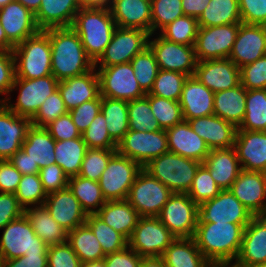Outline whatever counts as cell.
Masks as SVG:
<instances>
[{"label": "cell", "mask_w": 266, "mask_h": 267, "mask_svg": "<svg viewBox=\"0 0 266 267\" xmlns=\"http://www.w3.org/2000/svg\"><path fill=\"white\" fill-rule=\"evenodd\" d=\"M50 38L51 70L58 80L83 75L94 68L87 56L80 37L72 27L44 30Z\"/></svg>", "instance_id": "1"}, {"label": "cell", "mask_w": 266, "mask_h": 267, "mask_svg": "<svg viewBox=\"0 0 266 267\" xmlns=\"http://www.w3.org/2000/svg\"><path fill=\"white\" fill-rule=\"evenodd\" d=\"M247 225L198 222L193 239L208 261H235Z\"/></svg>", "instance_id": "2"}, {"label": "cell", "mask_w": 266, "mask_h": 267, "mask_svg": "<svg viewBox=\"0 0 266 267\" xmlns=\"http://www.w3.org/2000/svg\"><path fill=\"white\" fill-rule=\"evenodd\" d=\"M117 25L108 7L83 6L72 28L77 32L87 56L95 63L111 41Z\"/></svg>", "instance_id": "3"}, {"label": "cell", "mask_w": 266, "mask_h": 267, "mask_svg": "<svg viewBox=\"0 0 266 267\" xmlns=\"http://www.w3.org/2000/svg\"><path fill=\"white\" fill-rule=\"evenodd\" d=\"M16 78L37 79L52 75L49 35L40 30L13 49Z\"/></svg>", "instance_id": "4"}, {"label": "cell", "mask_w": 266, "mask_h": 267, "mask_svg": "<svg viewBox=\"0 0 266 267\" xmlns=\"http://www.w3.org/2000/svg\"><path fill=\"white\" fill-rule=\"evenodd\" d=\"M201 164L197 160L168 151L152 159L143 169L173 193H188Z\"/></svg>", "instance_id": "5"}, {"label": "cell", "mask_w": 266, "mask_h": 267, "mask_svg": "<svg viewBox=\"0 0 266 267\" xmlns=\"http://www.w3.org/2000/svg\"><path fill=\"white\" fill-rule=\"evenodd\" d=\"M59 81L53 75L37 79L15 78L11 92L18 90L16 103L11 104V95L2 98L5 105L19 116L32 119L42 103L58 89Z\"/></svg>", "instance_id": "6"}, {"label": "cell", "mask_w": 266, "mask_h": 267, "mask_svg": "<svg viewBox=\"0 0 266 267\" xmlns=\"http://www.w3.org/2000/svg\"><path fill=\"white\" fill-rule=\"evenodd\" d=\"M0 238V256L4 260L16 259L25 254H47L48 246L33 231L23 214L3 228Z\"/></svg>", "instance_id": "7"}, {"label": "cell", "mask_w": 266, "mask_h": 267, "mask_svg": "<svg viewBox=\"0 0 266 267\" xmlns=\"http://www.w3.org/2000/svg\"><path fill=\"white\" fill-rule=\"evenodd\" d=\"M173 192L142 169L130 188L127 201L140 217H157Z\"/></svg>", "instance_id": "8"}, {"label": "cell", "mask_w": 266, "mask_h": 267, "mask_svg": "<svg viewBox=\"0 0 266 267\" xmlns=\"http://www.w3.org/2000/svg\"><path fill=\"white\" fill-rule=\"evenodd\" d=\"M116 152L143 168L155 157L168 152L167 133L164 129L142 132L129 130L117 143Z\"/></svg>", "instance_id": "9"}, {"label": "cell", "mask_w": 266, "mask_h": 267, "mask_svg": "<svg viewBox=\"0 0 266 267\" xmlns=\"http://www.w3.org/2000/svg\"><path fill=\"white\" fill-rule=\"evenodd\" d=\"M198 215L199 205L187 193H173L157 218L176 238H193Z\"/></svg>", "instance_id": "10"}, {"label": "cell", "mask_w": 266, "mask_h": 267, "mask_svg": "<svg viewBox=\"0 0 266 267\" xmlns=\"http://www.w3.org/2000/svg\"><path fill=\"white\" fill-rule=\"evenodd\" d=\"M143 168L134 160L116 153L99 179L106 201L126 200L137 174Z\"/></svg>", "instance_id": "11"}, {"label": "cell", "mask_w": 266, "mask_h": 267, "mask_svg": "<svg viewBox=\"0 0 266 267\" xmlns=\"http://www.w3.org/2000/svg\"><path fill=\"white\" fill-rule=\"evenodd\" d=\"M150 34L136 28L116 27L104 53L94 63L95 68L129 63L132 58L148 47ZM99 64V65H98Z\"/></svg>", "instance_id": "12"}, {"label": "cell", "mask_w": 266, "mask_h": 267, "mask_svg": "<svg viewBox=\"0 0 266 267\" xmlns=\"http://www.w3.org/2000/svg\"><path fill=\"white\" fill-rule=\"evenodd\" d=\"M97 73L101 97L131 101L146 96L135 78L130 62L98 68Z\"/></svg>", "instance_id": "13"}, {"label": "cell", "mask_w": 266, "mask_h": 267, "mask_svg": "<svg viewBox=\"0 0 266 267\" xmlns=\"http://www.w3.org/2000/svg\"><path fill=\"white\" fill-rule=\"evenodd\" d=\"M175 238L157 217H140L128 246L141 257L162 256Z\"/></svg>", "instance_id": "14"}, {"label": "cell", "mask_w": 266, "mask_h": 267, "mask_svg": "<svg viewBox=\"0 0 266 267\" xmlns=\"http://www.w3.org/2000/svg\"><path fill=\"white\" fill-rule=\"evenodd\" d=\"M240 24L199 27L194 44L197 62L229 58Z\"/></svg>", "instance_id": "15"}, {"label": "cell", "mask_w": 266, "mask_h": 267, "mask_svg": "<svg viewBox=\"0 0 266 267\" xmlns=\"http://www.w3.org/2000/svg\"><path fill=\"white\" fill-rule=\"evenodd\" d=\"M198 216V222H229L239 225H248L254 217L230 190H222L213 199L202 202Z\"/></svg>", "instance_id": "16"}, {"label": "cell", "mask_w": 266, "mask_h": 267, "mask_svg": "<svg viewBox=\"0 0 266 267\" xmlns=\"http://www.w3.org/2000/svg\"><path fill=\"white\" fill-rule=\"evenodd\" d=\"M158 36L152 39L150 35L148 46L155 54L159 69L180 72L188 77L194 76L197 64L194 45L175 43L160 34Z\"/></svg>", "instance_id": "17"}, {"label": "cell", "mask_w": 266, "mask_h": 267, "mask_svg": "<svg viewBox=\"0 0 266 267\" xmlns=\"http://www.w3.org/2000/svg\"><path fill=\"white\" fill-rule=\"evenodd\" d=\"M266 55V26L240 23L229 59L239 68Z\"/></svg>", "instance_id": "18"}, {"label": "cell", "mask_w": 266, "mask_h": 267, "mask_svg": "<svg viewBox=\"0 0 266 267\" xmlns=\"http://www.w3.org/2000/svg\"><path fill=\"white\" fill-rule=\"evenodd\" d=\"M194 76L214 93L241 84L240 68L229 58L197 62Z\"/></svg>", "instance_id": "19"}, {"label": "cell", "mask_w": 266, "mask_h": 267, "mask_svg": "<svg viewBox=\"0 0 266 267\" xmlns=\"http://www.w3.org/2000/svg\"><path fill=\"white\" fill-rule=\"evenodd\" d=\"M229 190L253 216H266V186L262 172L242 170Z\"/></svg>", "instance_id": "20"}, {"label": "cell", "mask_w": 266, "mask_h": 267, "mask_svg": "<svg viewBox=\"0 0 266 267\" xmlns=\"http://www.w3.org/2000/svg\"><path fill=\"white\" fill-rule=\"evenodd\" d=\"M43 205L67 232L86 223L87 213L69 187L48 194Z\"/></svg>", "instance_id": "21"}, {"label": "cell", "mask_w": 266, "mask_h": 267, "mask_svg": "<svg viewBox=\"0 0 266 267\" xmlns=\"http://www.w3.org/2000/svg\"><path fill=\"white\" fill-rule=\"evenodd\" d=\"M0 23L14 47L40 31L35 15L15 0L0 9Z\"/></svg>", "instance_id": "22"}, {"label": "cell", "mask_w": 266, "mask_h": 267, "mask_svg": "<svg viewBox=\"0 0 266 267\" xmlns=\"http://www.w3.org/2000/svg\"><path fill=\"white\" fill-rule=\"evenodd\" d=\"M234 262L243 267L266 264V216H254L244 228L241 248Z\"/></svg>", "instance_id": "23"}, {"label": "cell", "mask_w": 266, "mask_h": 267, "mask_svg": "<svg viewBox=\"0 0 266 267\" xmlns=\"http://www.w3.org/2000/svg\"><path fill=\"white\" fill-rule=\"evenodd\" d=\"M31 119L19 116L0 103V160H8L19 151L31 126Z\"/></svg>", "instance_id": "24"}, {"label": "cell", "mask_w": 266, "mask_h": 267, "mask_svg": "<svg viewBox=\"0 0 266 267\" xmlns=\"http://www.w3.org/2000/svg\"><path fill=\"white\" fill-rule=\"evenodd\" d=\"M234 148L242 170L266 169V131L237 130Z\"/></svg>", "instance_id": "25"}, {"label": "cell", "mask_w": 266, "mask_h": 267, "mask_svg": "<svg viewBox=\"0 0 266 267\" xmlns=\"http://www.w3.org/2000/svg\"><path fill=\"white\" fill-rule=\"evenodd\" d=\"M179 103L185 121L214 115V92L195 76H189L185 80Z\"/></svg>", "instance_id": "26"}, {"label": "cell", "mask_w": 266, "mask_h": 267, "mask_svg": "<svg viewBox=\"0 0 266 267\" xmlns=\"http://www.w3.org/2000/svg\"><path fill=\"white\" fill-rule=\"evenodd\" d=\"M168 138V151L186 158L204 162L210 152L207 143L195 133L188 121L165 130Z\"/></svg>", "instance_id": "27"}, {"label": "cell", "mask_w": 266, "mask_h": 267, "mask_svg": "<svg viewBox=\"0 0 266 267\" xmlns=\"http://www.w3.org/2000/svg\"><path fill=\"white\" fill-rule=\"evenodd\" d=\"M192 130L208 145L210 150L234 147L237 128L226 120L209 115L187 120Z\"/></svg>", "instance_id": "28"}, {"label": "cell", "mask_w": 266, "mask_h": 267, "mask_svg": "<svg viewBox=\"0 0 266 267\" xmlns=\"http://www.w3.org/2000/svg\"><path fill=\"white\" fill-rule=\"evenodd\" d=\"M58 90L68 111L83 102L97 99L100 96V83L96 68L83 75L59 81Z\"/></svg>", "instance_id": "29"}, {"label": "cell", "mask_w": 266, "mask_h": 267, "mask_svg": "<svg viewBox=\"0 0 266 267\" xmlns=\"http://www.w3.org/2000/svg\"><path fill=\"white\" fill-rule=\"evenodd\" d=\"M108 8L118 27L141 29L151 35V0H112Z\"/></svg>", "instance_id": "30"}, {"label": "cell", "mask_w": 266, "mask_h": 267, "mask_svg": "<svg viewBox=\"0 0 266 267\" xmlns=\"http://www.w3.org/2000/svg\"><path fill=\"white\" fill-rule=\"evenodd\" d=\"M81 0H42L35 20L40 30L72 27L77 12L83 7Z\"/></svg>", "instance_id": "31"}, {"label": "cell", "mask_w": 266, "mask_h": 267, "mask_svg": "<svg viewBox=\"0 0 266 267\" xmlns=\"http://www.w3.org/2000/svg\"><path fill=\"white\" fill-rule=\"evenodd\" d=\"M202 164L222 190H229L242 171L234 147L210 150Z\"/></svg>", "instance_id": "32"}, {"label": "cell", "mask_w": 266, "mask_h": 267, "mask_svg": "<svg viewBox=\"0 0 266 267\" xmlns=\"http://www.w3.org/2000/svg\"><path fill=\"white\" fill-rule=\"evenodd\" d=\"M107 225L130 238L140 215L127 200L107 201L96 213Z\"/></svg>", "instance_id": "33"}, {"label": "cell", "mask_w": 266, "mask_h": 267, "mask_svg": "<svg viewBox=\"0 0 266 267\" xmlns=\"http://www.w3.org/2000/svg\"><path fill=\"white\" fill-rule=\"evenodd\" d=\"M21 149L40 169L56 162L55 140L45 127L31 125Z\"/></svg>", "instance_id": "34"}, {"label": "cell", "mask_w": 266, "mask_h": 267, "mask_svg": "<svg viewBox=\"0 0 266 267\" xmlns=\"http://www.w3.org/2000/svg\"><path fill=\"white\" fill-rule=\"evenodd\" d=\"M35 234L50 247L67 241L68 232L59 225L44 205L24 209Z\"/></svg>", "instance_id": "35"}, {"label": "cell", "mask_w": 266, "mask_h": 267, "mask_svg": "<svg viewBox=\"0 0 266 267\" xmlns=\"http://www.w3.org/2000/svg\"><path fill=\"white\" fill-rule=\"evenodd\" d=\"M246 89L240 84L235 88L214 93V115L233 124L241 125L245 116Z\"/></svg>", "instance_id": "36"}, {"label": "cell", "mask_w": 266, "mask_h": 267, "mask_svg": "<svg viewBox=\"0 0 266 267\" xmlns=\"http://www.w3.org/2000/svg\"><path fill=\"white\" fill-rule=\"evenodd\" d=\"M161 257L167 267H203L208 261L193 238H175Z\"/></svg>", "instance_id": "37"}, {"label": "cell", "mask_w": 266, "mask_h": 267, "mask_svg": "<svg viewBox=\"0 0 266 267\" xmlns=\"http://www.w3.org/2000/svg\"><path fill=\"white\" fill-rule=\"evenodd\" d=\"M67 242L81 263L103 260L106 256L97 237L86 223L69 231Z\"/></svg>", "instance_id": "38"}, {"label": "cell", "mask_w": 266, "mask_h": 267, "mask_svg": "<svg viewBox=\"0 0 266 267\" xmlns=\"http://www.w3.org/2000/svg\"><path fill=\"white\" fill-rule=\"evenodd\" d=\"M88 147L82 137L55 141V159L68 176H77Z\"/></svg>", "instance_id": "39"}, {"label": "cell", "mask_w": 266, "mask_h": 267, "mask_svg": "<svg viewBox=\"0 0 266 267\" xmlns=\"http://www.w3.org/2000/svg\"><path fill=\"white\" fill-rule=\"evenodd\" d=\"M101 113L110 137L118 143L129 131L128 101L101 97Z\"/></svg>", "instance_id": "40"}, {"label": "cell", "mask_w": 266, "mask_h": 267, "mask_svg": "<svg viewBox=\"0 0 266 267\" xmlns=\"http://www.w3.org/2000/svg\"><path fill=\"white\" fill-rule=\"evenodd\" d=\"M199 27L240 24L241 14L238 0H211L197 19Z\"/></svg>", "instance_id": "41"}, {"label": "cell", "mask_w": 266, "mask_h": 267, "mask_svg": "<svg viewBox=\"0 0 266 267\" xmlns=\"http://www.w3.org/2000/svg\"><path fill=\"white\" fill-rule=\"evenodd\" d=\"M68 187L87 215L96 214L107 202L97 181L79 175L72 176L68 179Z\"/></svg>", "instance_id": "42"}, {"label": "cell", "mask_w": 266, "mask_h": 267, "mask_svg": "<svg viewBox=\"0 0 266 267\" xmlns=\"http://www.w3.org/2000/svg\"><path fill=\"white\" fill-rule=\"evenodd\" d=\"M237 130L266 131V89L246 90L245 116Z\"/></svg>", "instance_id": "43"}, {"label": "cell", "mask_w": 266, "mask_h": 267, "mask_svg": "<svg viewBox=\"0 0 266 267\" xmlns=\"http://www.w3.org/2000/svg\"><path fill=\"white\" fill-rule=\"evenodd\" d=\"M86 224L97 237L105 255L121 251L128 246V239L103 222L96 214H88Z\"/></svg>", "instance_id": "44"}, {"label": "cell", "mask_w": 266, "mask_h": 267, "mask_svg": "<svg viewBox=\"0 0 266 267\" xmlns=\"http://www.w3.org/2000/svg\"><path fill=\"white\" fill-rule=\"evenodd\" d=\"M134 75L142 90L150 92L159 71L154 52L148 46L130 61Z\"/></svg>", "instance_id": "45"}, {"label": "cell", "mask_w": 266, "mask_h": 267, "mask_svg": "<svg viewBox=\"0 0 266 267\" xmlns=\"http://www.w3.org/2000/svg\"><path fill=\"white\" fill-rule=\"evenodd\" d=\"M128 123L129 130L133 131L161 130L146 96L128 101Z\"/></svg>", "instance_id": "46"}, {"label": "cell", "mask_w": 266, "mask_h": 267, "mask_svg": "<svg viewBox=\"0 0 266 267\" xmlns=\"http://www.w3.org/2000/svg\"><path fill=\"white\" fill-rule=\"evenodd\" d=\"M151 111L161 129H168L181 123L183 119L182 109L178 101L146 94Z\"/></svg>", "instance_id": "47"}, {"label": "cell", "mask_w": 266, "mask_h": 267, "mask_svg": "<svg viewBox=\"0 0 266 267\" xmlns=\"http://www.w3.org/2000/svg\"><path fill=\"white\" fill-rule=\"evenodd\" d=\"M198 20L192 16L183 15L178 17L172 23H169L159 33L163 38L168 41L194 45L198 32Z\"/></svg>", "instance_id": "48"}, {"label": "cell", "mask_w": 266, "mask_h": 267, "mask_svg": "<svg viewBox=\"0 0 266 267\" xmlns=\"http://www.w3.org/2000/svg\"><path fill=\"white\" fill-rule=\"evenodd\" d=\"M187 78V75L180 72L159 69L153 86L147 94L179 102L183 84Z\"/></svg>", "instance_id": "49"}, {"label": "cell", "mask_w": 266, "mask_h": 267, "mask_svg": "<svg viewBox=\"0 0 266 267\" xmlns=\"http://www.w3.org/2000/svg\"><path fill=\"white\" fill-rule=\"evenodd\" d=\"M14 194L24 209L43 205L47 197L39 174L22 175Z\"/></svg>", "instance_id": "50"}, {"label": "cell", "mask_w": 266, "mask_h": 267, "mask_svg": "<svg viewBox=\"0 0 266 267\" xmlns=\"http://www.w3.org/2000/svg\"><path fill=\"white\" fill-rule=\"evenodd\" d=\"M151 9V36L184 15L182 0H151Z\"/></svg>", "instance_id": "51"}, {"label": "cell", "mask_w": 266, "mask_h": 267, "mask_svg": "<svg viewBox=\"0 0 266 267\" xmlns=\"http://www.w3.org/2000/svg\"><path fill=\"white\" fill-rule=\"evenodd\" d=\"M116 153V149L88 148L78 175L98 182L109 160Z\"/></svg>", "instance_id": "52"}, {"label": "cell", "mask_w": 266, "mask_h": 267, "mask_svg": "<svg viewBox=\"0 0 266 267\" xmlns=\"http://www.w3.org/2000/svg\"><path fill=\"white\" fill-rule=\"evenodd\" d=\"M222 189L215 183L209 170L201 164L193 178V183L188 191L189 197L198 205L213 199Z\"/></svg>", "instance_id": "53"}, {"label": "cell", "mask_w": 266, "mask_h": 267, "mask_svg": "<svg viewBox=\"0 0 266 267\" xmlns=\"http://www.w3.org/2000/svg\"><path fill=\"white\" fill-rule=\"evenodd\" d=\"M82 138L88 148L117 149V143L110 137L106 127V120L101 112L82 133Z\"/></svg>", "instance_id": "54"}, {"label": "cell", "mask_w": 266, "mask_h": 267, "mask_svg": "<svg viewBox=\"0 0 266 267\" xmlns=\"http://www.w3.org/2000/svg\"><path fill=\"white\" fill-rule=\"evenodd\" d=\"M67 112L61 93L57 89L42 103L36 115L31 119V124L37 127H46Z\"/></svg>", "instance_id": "55"}, {"label": "cell", "mask_w": 266, "mask_h": 267, "mask_svg": "<svg viewBox=\"0 0 266 267\" xmlns=\"http://www.w3.org/2000/svg\"><path fill=\"white\" fill-rule=\"evenodd\" d=\"M240 78L246 90L266 89V55L241 67Z\"/></svg>", "instance_id": "56"}, {"label": "cell", "mask_w": 266, "mask_h": 267, "mask_svg": "<svg viewBox=\"0 0 266 267\" xmlns=\"http://www.w3.org/2000/svg\"><path fill=\"white\" fill-rule=\"evenodd\" d=\"M81 264L67 241L48 247L47 267H81Z\"/></svg>", "instance_id": "57"}, {"label": "cell", "mask_w": 266, "mask_h": 267, "mask_svg": "<svg viewBox=\"0 0 266 267\" xmlns=\"http://www.w3.org/2000/svg\"><path fill=\"white\" fill-rule=\"evenodd\" d=\"M76 128L82 134L101 112V96L97 99L83 102L78 107L68 111Z\"/></svg>", "instance_id": "58"}, {"label": "cell", "mask_w": 266, "mask_h": 267, "mask_svg": "<svg viewBox=\"0 0 266 267\" xmlns=\"http://www.w3.org/2000/svg\"><path fill=\"white\" fill-rule=\"evenodd\" d=\"M39 177L47 195L68 187L69 177L56 163L40 169Z\"/></svg>", "instance_id": "59"}, {"label": "cell", "mask_w": 266, "mask_h": 267, "mask_svg": "<svg viewBox=\"0 0 266 267\" xmlns=\"http://www.w3.org/2000/svg\"><path fill=\"white\" fill-rule=\"evenodd\" d=\"M241 23L266 26V0H238Z\"/></svg>", "instance_id": "60"}, {"label": "cell", "mask_w": 266, "mask_h": 267, "mask_svg": "<svg viewBox=\"0 0 266 267\" xmlns=\"http://www.w3.org/2000/svg\"><path fill=\"white\" fill-rule=\"evenodd\" d=\"M55 141L69 140L82 137L80 131L76 128L72 118L66 114L56 118L53 122L45 127Z\"/></svg>", "instance_id": "61"}, {"label": "cell", "mask_w": 266, "mask_h": 267, "mask_svg": "<svg viewBox=\"0 0 266 267\" xmlns=\"http://www.w3.org/2000/svg\"><path fill=\"white\" fill-rule=\"evenodd\" d=\"M16 78L15 60L12 51L0 50V95H8Z\"/></svg>", "instance_id": "62"}, {"label": "cell", "mask_w": 266, "mask_h": 267, "mask_svg": "<svg viewBox=\"0 0 266 267\" xmlns=\"http://www.w3.org/2000/svg\"><path fill=\"white\" fill-rule=\"evenodd\" d=\"M23 214L24 208L18 203L14 193L0 192V229Z\"/></svg>", "instance_id": "63"}, {"label": "cell", "mask_w": 266, "mask_h": 267, "mask_svg": "<svg viewBox=\"0 0 266 267\" xmlns=\"http://www.w3.org/2000/svg\"><path fill=\"white\" fill-rule=\"evenodd\" d=\"M142 258L129 246L121 251L107 254L104 258L106 267H140Z\"/></svg>", "instance_id": "64"}, {"label": "cell", "mask_w": 266, "mask_h": 267, "mask_svg": "<svg viewBox=\"0 0 266 267\" xmlns=\"http://www.w3.org/2000/svg\"><path fill=\"white\" fill-rule=\"evenodd\" d=\"M21 176L9 160H0V192L15 193Z\"/></svg>", "instance_id": "65"}, {"label": "cell", "mask_w": 266, "mask_h": 267, "mask_svg": "<svg viewBox=\"0 0 266 267\" xmlns=\"http://www.w3.org/2000/svg\"><path fill=\"white\" fill-rule=\"evenodd\" d=\"M8 160L22 175L39 174L38 164H34L22 149L16 151Z\"/></svg>", "instance_id": "66"}, {"label": "cell", "mask_w": 266, "mask_h": 267, "mask_svg": "<svg viewBox=\"0 0 266 267\" xmlns=\"http://www.w3.org/2000/svg\"><path fill=\"white\" fill-rule=\"evenodd\" d=\"M4 267H47V254H25L16 259L4 260Z\"/></svg>", "instance_id": "67"}, {"label": "cell", "mask_w": 266, "mask_h": 267, "mask_svg": "<svg viewBox=\"0 0 266 267\" xmlns=\"http://www.w3.org/2000/svg\"><path fill=\"white\" fill-rule=\"evenodd\" d=\"M211 0H182L184 15L199 18Z\"/></svg>", "instance_id": "68"}, {"label": "cell", "mask_w": 266, "mask_h": 267, "mask_svg": "<svg viewBox=\"0 0 266 267\" xmlns=\"http://www.w3.org/2000/svg\"><path fill=\"white\" fill-rule=\"evenodd\" d=\"M140 267H167L161 256L143 257Z\"/></svg>", "instance_id": "69"}, {"label": "cell", "mask_w": 266, "mask_h": 267, "mask_svg": "<svg viewBox=\"0 0 266 267\" xmlns=\"http://www.w3.org/2000/svg\"><path fill=\"white\" fill-rule=\"evenodd\" d=\"M31 11L34 15L38 12L42 0H15Z\"/></svg>", "instance_id": "70"}, {"label": "cell", "mask_w": 266, "mask_h": 267, "mask_svg": "<svg viewBox=\"0 0 266 267\" xmlns=\"http://www.w3.org/2000/svg\"><path fill=\"white\" fill-rule=\"evenodd\" d=\"M14 46L7 40L4 29L0 23V50L3 51H13Z\"/></svg>", "instance_id": "71"}, {"label": "cell", "mask_w": 266, "mask_h": 267, "mask_svg": "<svg viewBox=\"0 0 266 267\" xmlns=\"http://www.w3.org/2000/svg\"><path fill=\"white\" fill-rule=\"evenodd\" d=\"M84 6L108 7L112 0H81Z\"/></svg>", "instance_id": "72"}, {"label": "cell", "mask_w": 266, "mask_h": 267, "mask_svg": "<svg viewBox=\"0 0 266 267\" xmlns=\"http://www.w3.org/2000/svg\"><path fill=\"white\" fill-rule=\"evenodd\" d=\"M231 261H207L203 267H228Z\"/></svg>", "instance_id": "73"}, {"label": "cell", "mask_w": 266, "mask_h": 267, "mask_svg": "<svg viewBox=\"0 0 266 267\" xmlns=\"http://www.w3.org/2000/svg\"><path fill=\"white\" fill-rule=\"evenodd\" d=\"M81 267H106V265H105V261L103 259V260H99V261L82 263Z\"/></svg>", "instance_id": "74"}, {"label": "cell", "mask_w": 266, "mask_h": 267, "mask_svg": "<svg viewBox=\"0 0 266 267\" xmlns=\"http://www.w3.org/2000/svg\"><path fill=\"white\" fill-rule=\"evenodd\" d=\"M13 0H0V9L7 6Z\"/></svg>", "instance_id": "75"}, {"label": "cell", "mask_w": 266, "mask_h": 267, "mask_svg": "<svg viewBox=\"0 0 266 267\" xmlns=\"http://www.w3.org/2000/svg\"><path fill=\"white\" fill-rule=\"evenodd\" d=\"M228 267H243V266H240L234 262V263H231Z\"/></svg>", "instance_id": "76"}, {"label": "cell", "mask_w": 266, "mask_h": 267, "mask_svg": "<svg viewBox=\"0 0 266 267\" xmlns=\"http://www.w3.org/2000/svg\"><path fill=\"white\" fill-rule=\"evenodd\" d=\"M0 267H4V259L0 256Z\"/></svg>", "instance_id": "77"}, {"label": "cell", "mask_w": 266, "mask_h": 267, "mask_svg": "<svg viewBox=\"0 0 266 267\" xmlns=\"http://www.w3.org/2000/svg\"><path fill=\"white\" fill-rule=\"evenodd\" d=\"M265 180V186H266V169L262 172Z\"/></svg>", "instance_id": "78"}, {"label": "cell", "mask_w": 266, "mask_h": 267, "mask_svg": "<svg viewBox=\"0 0 266 267\" xmlns=\"http://www.w3.org/2000/svg\"><path fill=\"white\" fill-rule=\"evenodd\" d=\"M253 267H266V264H264V265H257V266H253Z\"/></svg>", "instance_id": "79"}]
</instances>
